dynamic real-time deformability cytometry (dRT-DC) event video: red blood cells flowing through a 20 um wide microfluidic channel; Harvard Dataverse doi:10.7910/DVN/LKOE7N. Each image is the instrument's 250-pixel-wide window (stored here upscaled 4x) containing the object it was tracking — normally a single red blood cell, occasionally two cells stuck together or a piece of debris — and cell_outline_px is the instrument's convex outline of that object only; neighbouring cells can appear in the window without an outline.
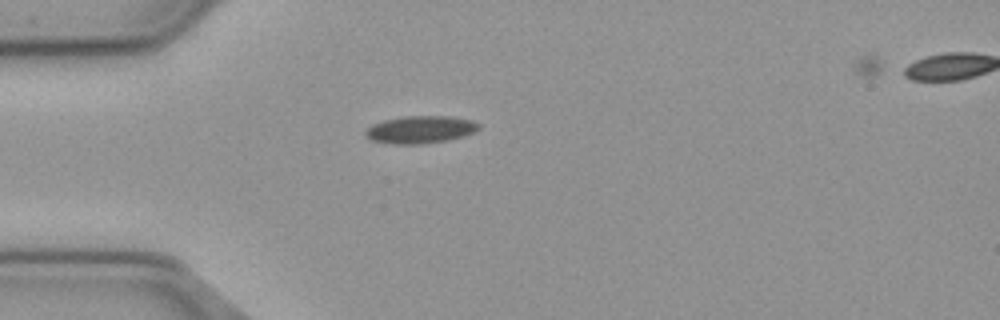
{"species": "common noctule bat (a hibernating species)", "species_latin": "Nyctalus noctula", "temperature_condition": "cold", "stored_images_in_passage": 41, "camera_frame_rate_fps": 3000, "um_per_image_px": 0.085, "animal": {"sex": "male", "body_mass_g": 23.1, "forearm_length_mm": 52.7}, "frame": {"image": 1, "passage_image": 1, "time_ms": 0.0, "image_size_px": [1000, 320], "cell_outline_px": [[480, 128], [476, 132], [464, 136], [448, 140], [420, 144], [388, 144], [372, 140], [364, 136], [364, 132], [372, 124], [384, 120], [404, 116], [452, 116], [472, 120], [480, 124]], "centroid_in_image_um": [35.74, 11.01], "position_along_channel_um": 49.3, "area_um2": 18.38}}
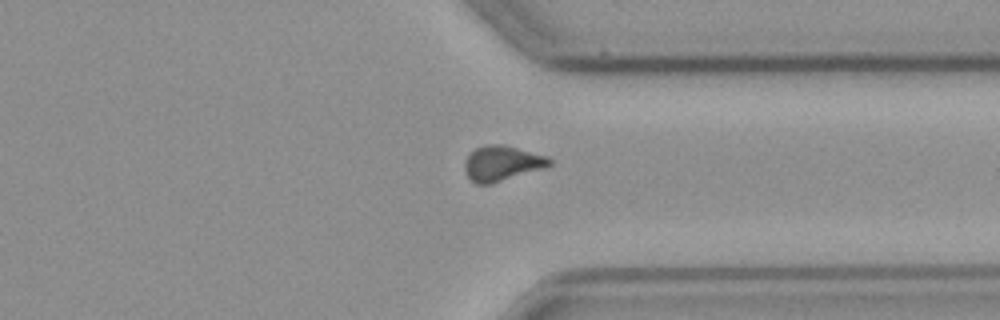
{"frame": {"image": 2, "passage_image": 28, "time_ms": 9.0, "image_size_px": [1000, 320], "cell_outline_px": [[552, 164], [492, 184], [476, 184], [468, 176], [464, 168], [464, 164], [468, 156], [476, 148], [488, 144], [504, 144], [544, 156], [552, 160]], "centroid_in_image_um": [42.62, 13.88], "position_along_channel_um": 368.8, "area_um2": 16.88}}
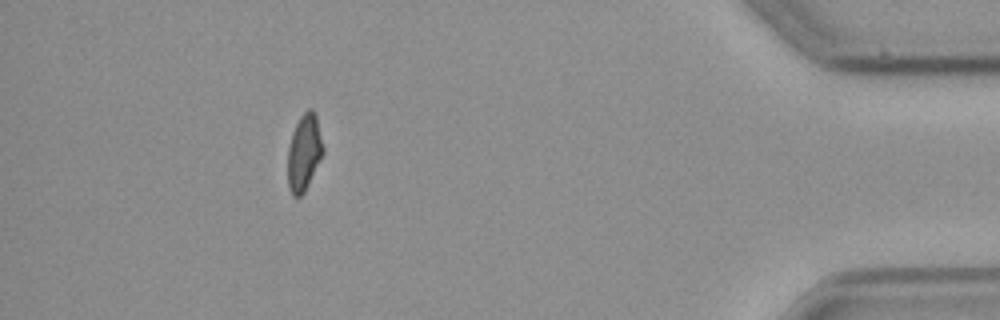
{"frame": {"image": 3, "passage_image": 36, "time_ms": 11.667, "image_size_px": [1000, 320], "cell_outline_px": [[324, 152], [304, 192], [300, 196], [292, 196], [288, 188], [288, 148], [292, 132], [300, 116], [308, 108], [312, 108], [316, 116], [324, 148]], "centroid_in_image_um": [25.84, 12.95], "position_along_channel_um": 409.4, "area_um2": 15.66}, "authors_computed_cell_mechanics": {"area_um2": 17.1088, "velocity_mm_per_s": 3.7002, "shape_relaxation_time_tau1_ms": 6.1137, "shape_relaxation_time_tau2_ms": null, "deformation_change_tau1": 0.1093, "deformation_change_tau2": null}}